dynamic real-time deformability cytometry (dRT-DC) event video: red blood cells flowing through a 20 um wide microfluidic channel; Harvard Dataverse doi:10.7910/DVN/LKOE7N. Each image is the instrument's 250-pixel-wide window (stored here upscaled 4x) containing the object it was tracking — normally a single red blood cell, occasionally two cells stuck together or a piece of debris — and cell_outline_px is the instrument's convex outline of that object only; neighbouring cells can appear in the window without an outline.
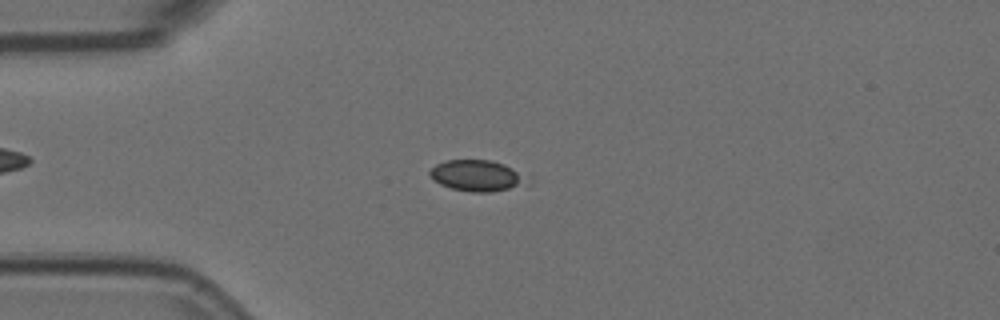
{"species": "Egyptian fruit bat (a non-hibernating species)", "species_latin": "Rousettus aegyptiacus", "temperature_condition": "room temperature", "stored_images_in_passage": 8, "camera_frame_rate_fps": 3000, "um_per_image_px": 0.085, "animal": {"sex": "female"}, "frame": {"image": 1, "passage_image": 5, "time_ms": 1.333, "image_size_px": [1000, 320], "cell_outline_px": [[532, 184], [492, 192], [472, 192], [452, 188], [440, 184], [428, 172], [436, 164], [444, 160], [492, 160], [504, 164], [532, 176]], "centroid_in_image_um": [40.69, 14.93], "position_along_channel_um": 44.3, "area_um2": 18.09}}